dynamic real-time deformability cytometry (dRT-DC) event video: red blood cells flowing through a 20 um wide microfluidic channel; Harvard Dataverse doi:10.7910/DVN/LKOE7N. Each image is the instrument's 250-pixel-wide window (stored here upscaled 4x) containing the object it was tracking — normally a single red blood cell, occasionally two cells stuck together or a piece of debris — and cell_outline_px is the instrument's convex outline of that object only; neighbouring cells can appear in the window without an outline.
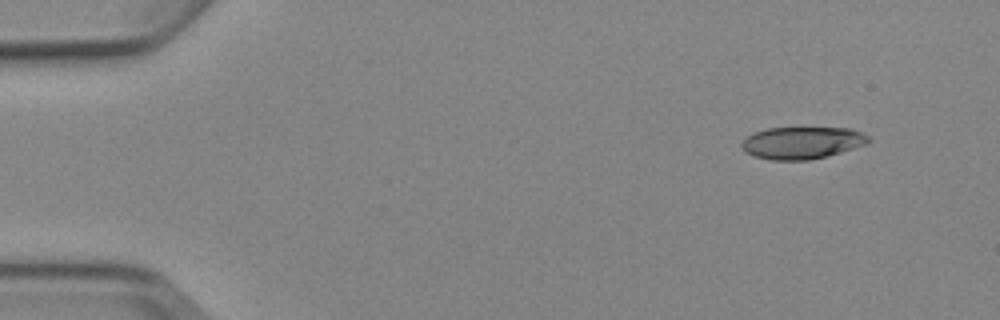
{"species": "Egyptian fruit bat (a non-hibernating species)", "species_latin": "Rousettus aegyptiacus", "temperature_condition": "cold", "stored_images_in_passage": 5, "camera_frame_rate_fps": 3000, "um_per_image_px": 0.085, "animal": {"sex": "female"}, "frame": {"image": 1, "passage_image": 2, "time_ms": 1.333, "image_size_px": [1000, 320], "cell_outline_px": [[872, 140], [868, 144], [840, 152], [808, 160], [772, 160], [756, 156], [744, 152], [740, 144], [748, 136], [756, 132], [768, 128], [852, 128], [868, 136]], "centroid_in_image_um": [68.19, 12.13], "position_along_channel_um": 16.8, "area_um2": 23.58}}
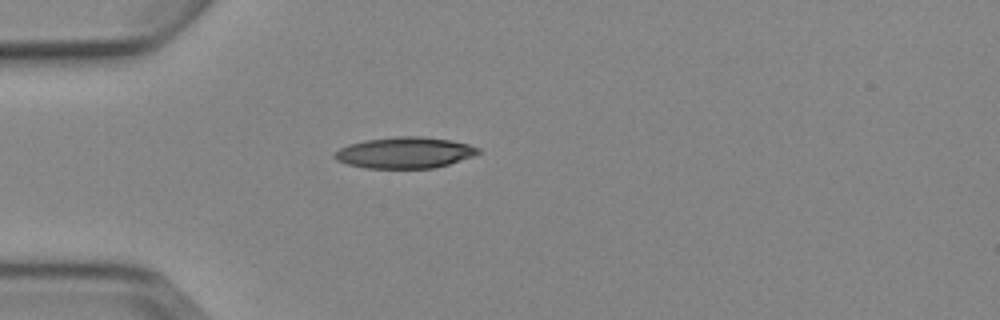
{"frame": {"image": 2, "passage_image": 5, "time_ms": 4.667, "image_size_px": [1000, 320], "cell_outline_px": [[480, 152], [472, 156], [448, 164], [432, 168], [364, 168], [348, 164], [336, 160], [332, 156], [340, 148], [348, 144], [364, 140], [396, 136], [420, 136], [448, 140], [468, 144], [480, 148]], "centroid_in_image_um": [34.37, 12.97], "position_along_channel_um": 50.6, "area_um2": 25.95}}